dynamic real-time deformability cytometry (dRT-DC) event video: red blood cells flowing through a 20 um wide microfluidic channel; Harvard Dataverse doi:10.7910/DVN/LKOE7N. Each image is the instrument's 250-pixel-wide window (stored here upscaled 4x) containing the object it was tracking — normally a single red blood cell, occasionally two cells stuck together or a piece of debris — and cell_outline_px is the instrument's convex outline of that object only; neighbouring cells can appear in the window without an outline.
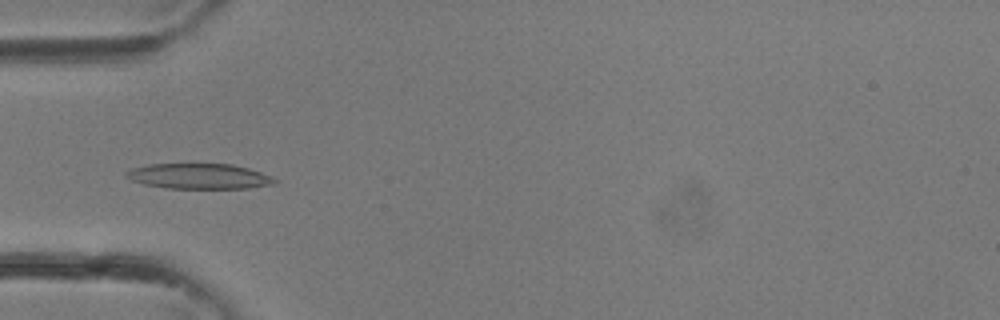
{"species": "common noctule bat (a hibernating species)", "species_latin": "Nyctalus noctula", "temperature_condition": "room temperature", "stored_images_in_passage": 34, "camera_frame_rate_fps": 3000, "um_per_image_px": 0.085, "animal": {"sex": "female"}, "frame": {"image": 1, "passage_image": 11, "time_ms": 3.333, "image_size_px": [1000, 320], "cell_outline_px": [[280, 180], [276, 184], [248, 188], [168, 188], [144, 184], [132, 180], [124, 176], [124, 172], [132, 168], [148, 164], [232, 164], [248, 168], [260, 172]], "centroid_in_image_um": [16.93, 14.98], "position_along_channel_um": 68.1, "area_um2": 21.96}}
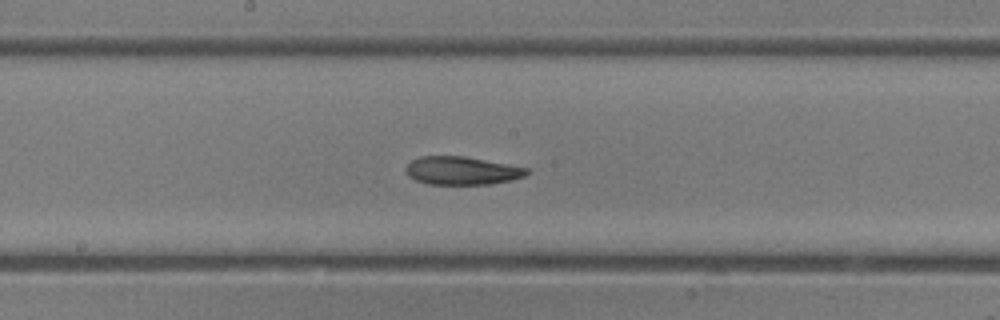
{"frame": {"image": 2, "passage_image": 18, "time_ms": 5.667, "image_size_px": [1000, 320], "cell_outline_px": [[532, 172], [524, 176], [512, 180], [492, 184], [428, 184], [416, 180], [408, 176], [404, 168], [412, 160], [420, 156], [464, 156], [508, 164], [528, 168]], "centroid_in_image_um": [39.27, 14.51], "position_along_channel_um": 208.9, "area_um2": 19.94}}
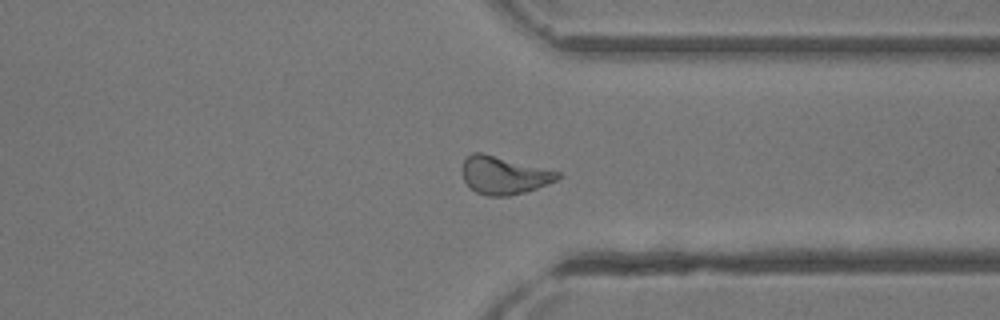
{"frame": {"image": 3, "passage_image": 26, "time_ms": 8.333, "image_size_px": [1000, 320], "cell_outline_px": [[564, 176], [556, 180], [536, 188], [524, 192], [508, 196], [488, 196], [476, 192], [468, 188], [464, 180], [460, 168], [464, 160], [472, 152], [480, 152], [560, 172]], "centroid_in_image_um": [42.78, 14.9], "position_along_channel_um": 368.6, "area_um2": 21.04}}